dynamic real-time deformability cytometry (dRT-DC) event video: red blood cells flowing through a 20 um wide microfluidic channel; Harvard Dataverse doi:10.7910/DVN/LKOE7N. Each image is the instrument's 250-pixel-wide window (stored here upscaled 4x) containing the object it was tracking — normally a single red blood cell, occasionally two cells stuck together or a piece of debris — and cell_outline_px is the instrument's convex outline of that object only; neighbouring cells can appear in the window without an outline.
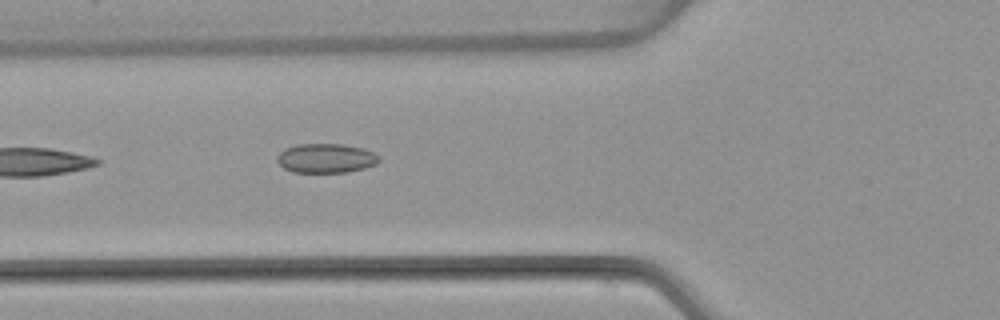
{"species": "common noctule bat (a hibernating species)", "species_latin": "Nyctalus noctula", "temperature_condition": "warm", "stored_images_in_passage": 2, "camera_frame_rate_fps": 3000, "um_per_image_px": 0.085, "animal": {"sex": "female", "body_mass_g": 22.7, "forearm_length_mm": 54.2}, "frame": {"image": 1, "passage_image": 2, "time_ms": 1.0, "image_size_px": [1000, 320], "cell_outline_px": [[380, 160], [376, 164], [364, 168], [348, 172], [292, 172], [284, 168], [276, 160], [276, 156], [284, 148], [296, 144], [340, 144], [364, 148], [380, 156]], "centroid_in_image_um": [27.69, 13.44], "position_along_channel_um": 98.1, "area_um2": 17.51}}